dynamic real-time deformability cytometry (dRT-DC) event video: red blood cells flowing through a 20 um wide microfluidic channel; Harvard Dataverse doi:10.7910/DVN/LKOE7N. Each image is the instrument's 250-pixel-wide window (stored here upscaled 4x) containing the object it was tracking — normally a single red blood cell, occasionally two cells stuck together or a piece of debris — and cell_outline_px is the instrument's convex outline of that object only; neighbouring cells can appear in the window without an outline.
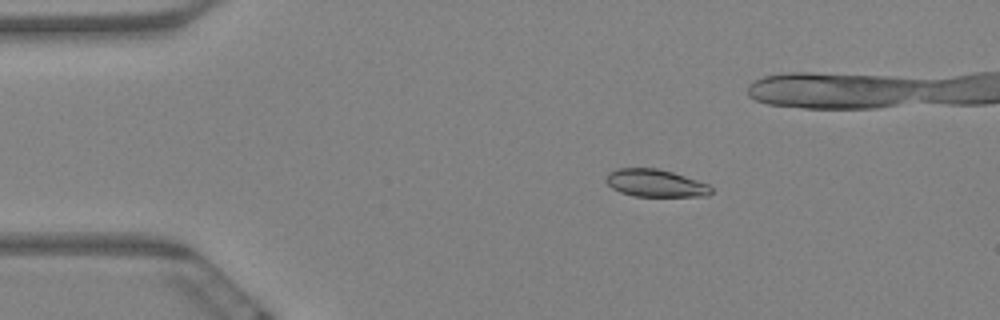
{"species": "Egyptian fruit bat (a non-hibernating species)", "species_latin": "Rousettus aegyptiacus", "temperature_condition": "warm", "stored_images_in_passage": 6, "camera_frame_rate_fps": 3000, "um_per_image_px": 0.085, "animal": {"sex": "female"}, "frame": {"image": 1, "passage_image": 4, "time_ms": 1.0, "image_size_px": [1000, 320], "cell_outline_px": [[712, 192], [708, 196], [636, 196], [620, 192], [612, 188], [604, 180], [608, 172], [616, 168], [656, 168], [672, 172], [708, 184], [712, 188]], "centroid_in_image_um": [55.68, 15.56], "position_along_channel_um": 29.3, "area_um2": 16.82}}